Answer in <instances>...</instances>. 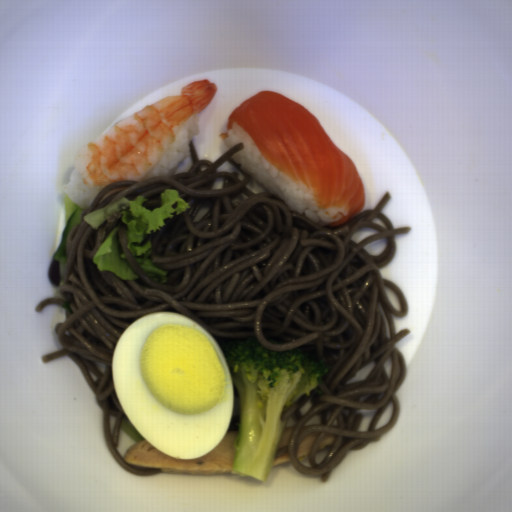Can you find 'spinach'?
<instances>
[{
	"label": "spinach",
	"instance_id": "obj_1",
	"mask_svg": "<svg viewBox=\"0 0 512 512\" xmlns=\"http://www.w3.org/2000/svg\"><path fill=\"white\" fill-rule=\"evenodd\" d=\"M119 429L127 436L129 437L134 443L140 442L143 440H146L140 436V434L137 432V430L134 428V426L131 424V422L126 417V414L124 415L122 422L120 424Z\"/></svg>",
	"mask_w": 512,
	"mask_h": 512
}]
</instances>
